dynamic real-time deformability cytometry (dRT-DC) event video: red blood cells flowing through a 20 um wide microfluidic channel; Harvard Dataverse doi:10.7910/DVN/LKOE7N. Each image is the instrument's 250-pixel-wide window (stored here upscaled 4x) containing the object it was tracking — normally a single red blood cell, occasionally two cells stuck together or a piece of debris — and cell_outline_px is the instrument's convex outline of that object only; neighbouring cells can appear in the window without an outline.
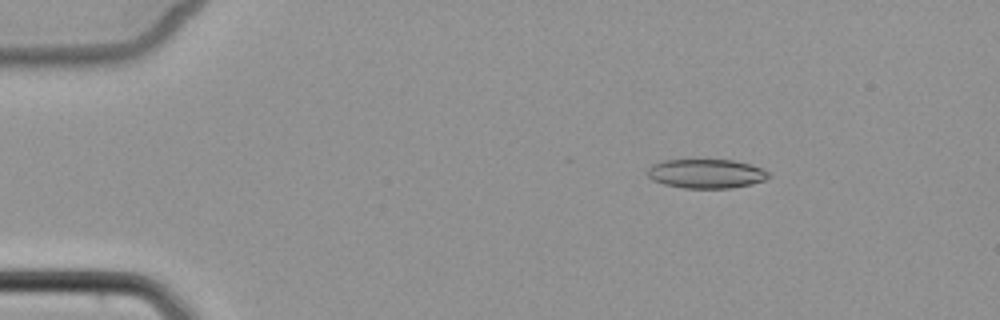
{"species": "common noctule bat (a hibernating species)", "species_latin": "Nyctalus noctula", "temperature_condition": "cold", "stored_images_in_passage": 5, "camera_frame_rate_fps": 3000, "um_per_image_px": 0.085, "animal": {"sex": "female", "body_mass_g": 22.7, "forearm_length_mm": 54.2}, "frame": {"image": 1, "passage_image": 3, "time_ms": 2.333, "image_size_px": [1000, 320], "cell_outline_px": [[772, 176], [764, 180], [752, 184], [732, 188], [684, 188], [664, 184], [652, 180], [648, 176], [648, 168], [652, 164], [664, 160], [732, 160], [752, 164], [768, 172]], "centroid_in_image_um": [60.04, 14.76], "position_along_channel_um": 25.0, "area_um2": 20.63}}